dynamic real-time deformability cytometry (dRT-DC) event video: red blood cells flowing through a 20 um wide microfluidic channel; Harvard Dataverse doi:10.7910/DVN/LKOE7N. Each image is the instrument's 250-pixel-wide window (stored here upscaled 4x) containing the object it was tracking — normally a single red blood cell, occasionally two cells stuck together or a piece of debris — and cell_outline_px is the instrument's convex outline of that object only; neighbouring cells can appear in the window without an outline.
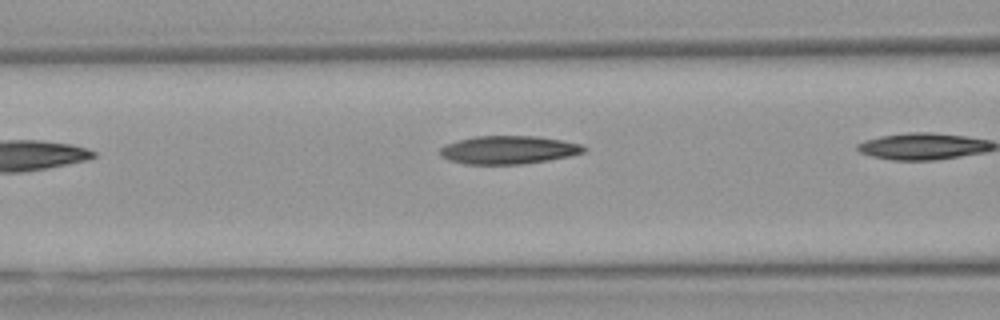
{"species": "Egyptian fruit bat (a non-hibernating species)", "species_latin": "Rousettus aegyptiacus", "temperature_condition": "warm", "stored_images_in_passage": 6, "camera_frame_rate_fps": 3000, "um_per_image_px": 0.085, "animal": {"sex": "female"}, "frame": {"image": 1, "passage_image": 5, "time_ms": 5.0, "image_size_px": [1000, 320], "cell_outline_px": [[588, 148], [584, 152], [568, 156], [548, 160], [520, 164], [464, 164], [448, 160], [440, 156], [440, 148], [444, 144], [456, 140], [476, 136], [536, 136], [564, 140], [580, 144]], "centroid_in_image_um": [43.19, 12.73], "position_along_channel_um": 123.4, "area_um2": 23.76}}